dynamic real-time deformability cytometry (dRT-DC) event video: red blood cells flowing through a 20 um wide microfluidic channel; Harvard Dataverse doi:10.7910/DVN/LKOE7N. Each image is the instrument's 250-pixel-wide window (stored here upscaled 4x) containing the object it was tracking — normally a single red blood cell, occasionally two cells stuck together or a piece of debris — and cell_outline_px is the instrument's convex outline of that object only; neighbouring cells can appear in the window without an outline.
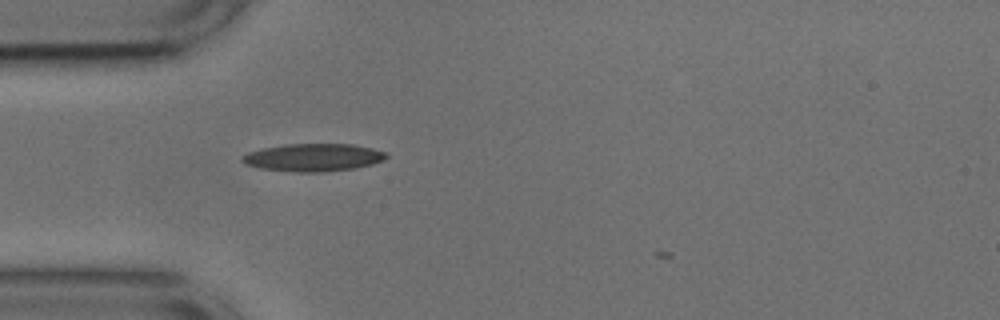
{"species": "common noctule bat (a hibernating species)", "species_latin": "Nyctalus noctula", "temperature_condition": "cold", "stored_images_in_passage": 36, "camera_frame_rate_fps": 3000, "um_per_image_px": 0.085, "animal": {"sex": "male", "body_mass_g": 17.9, "forearm_length_mm": 54.2}, "frame": {"image": 1, "passage_image": 5, "time_ms": 1.333, "image_size_px": [1000, 320], "cell_outline_px": [[388, 156], [384, 160], [372, 164], [356, 168], [324, 172], [296, 172], [260, 168], [244, 164], [240, 160], [240, 156], [248, 152], [264, 148], [284, 144], [352, 144], [372, 148], [388, 152]], "centroid_in_image_um": [26.63, 13.38], "position_along_channel_um": 58.4, "area_um2": 23.47}}
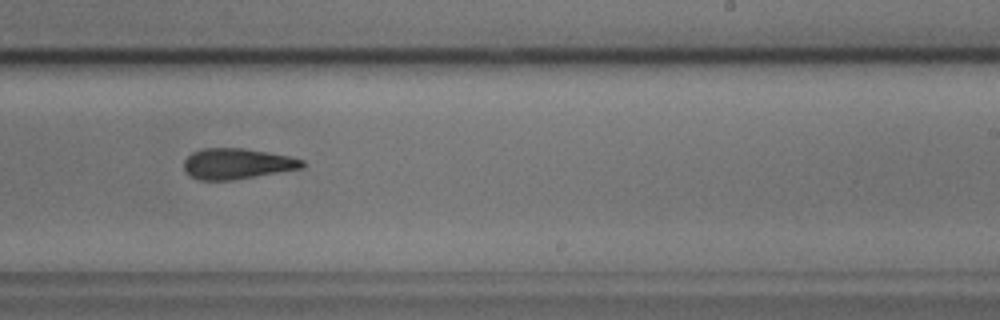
{"frame": {"image": 2, "passage_image": 22, "time_ms": 7.0, "image_size_px": [1000, 320], "cell_outline_px": [[304, 168], [232, 180], [200, 180], [192, 176], [184, 168], [184, 160], [192, 152], [204, 148], [244, 148], [268, 152], [288, 156], [304, 160]], "centroid_in_image_um": [20.16, 13.91], "position_along_channel_um": 268.8, "area_um2": 21.04}}
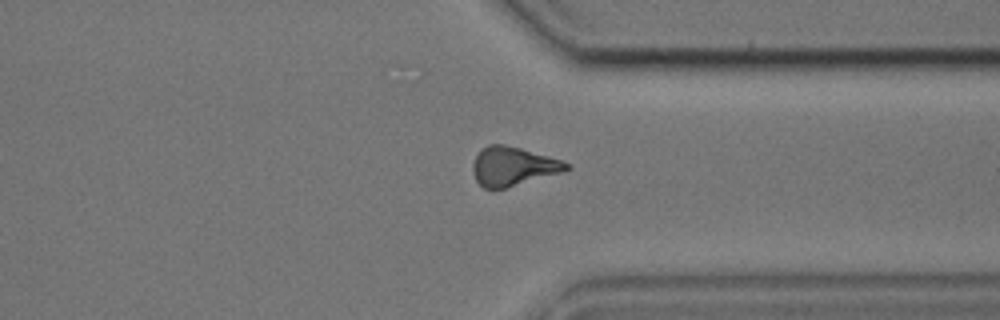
{"frame": {"image": 3, "passage_image": 30, "time_ms": 9.667, "image_size_px": [1000, 320], "cell_outline_px": [[572, 168], [564, 172], [504, 188], [484, 188], [476, 180], [472, 168], [472, 164], [476, 156], [488, 144], [504, 144], [520, 148], [564, 160], [572, 164]], "centroid_in_image_um": [43.67, 14.13], "position_along_channel_um": 367.7, "area_um2": 21.21}}